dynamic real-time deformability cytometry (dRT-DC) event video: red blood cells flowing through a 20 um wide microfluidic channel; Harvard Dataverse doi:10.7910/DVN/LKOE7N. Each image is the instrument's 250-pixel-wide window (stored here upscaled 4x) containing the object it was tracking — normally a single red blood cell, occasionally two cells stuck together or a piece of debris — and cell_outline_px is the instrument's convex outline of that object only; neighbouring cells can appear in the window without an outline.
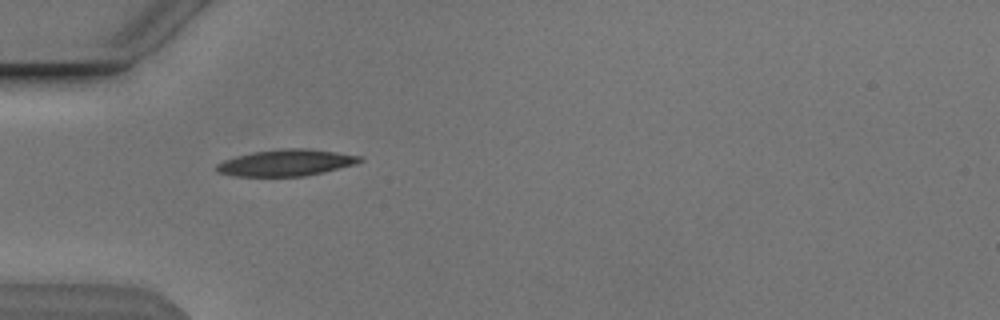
{"species": "Egyptian fruit bat (a non-hibernating species)", "species_latin": "Rousettus aegyptiacus", "temperature_condition": "cold", "stored_images_in_passage": 3, "camera_frame_rate_fps": 3000, "um_per_image_px": 0.085, "animal": {"sex": "male"}, "frame": {"image": 1, "passage_image": 1, "time_ms": 0.0, "image_size_px": [1000, 320], "cell_outline_px": [[364, 160], [356, 164], [304, 176], [236, 176], [216, 172], [216, 164], [224, 160], [236, 156], [252, 152], [280, 148], [304, 148], [336, 152], [364, 156]], "centroid_in_image_um": [24.32, 13.82], "position_along_channel_um": 60.7, "area_um2": 22.14}}